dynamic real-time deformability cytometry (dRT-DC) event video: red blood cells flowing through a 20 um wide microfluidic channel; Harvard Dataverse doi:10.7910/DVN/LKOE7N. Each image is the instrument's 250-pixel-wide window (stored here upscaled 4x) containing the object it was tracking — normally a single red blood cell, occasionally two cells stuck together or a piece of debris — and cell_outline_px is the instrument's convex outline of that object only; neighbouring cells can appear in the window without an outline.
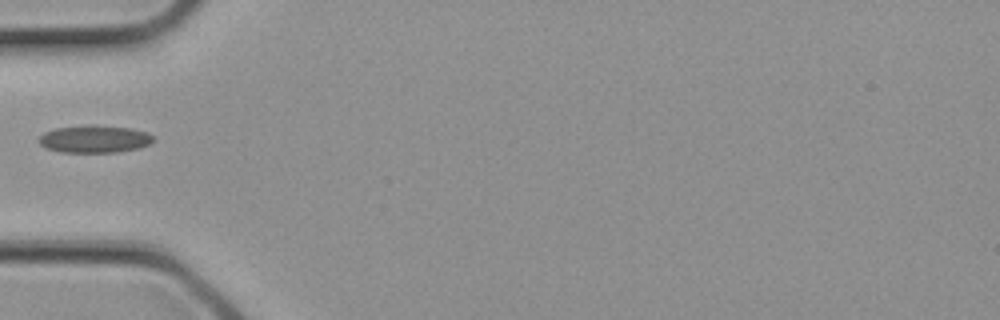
{"species": "common noctule bat (a hibernating species)", "species_latin": "Nyctalus noctula", "temperature_condition": "cold", "stored_images_in_passage": 1, "camera_frame_rate_fps": 3000, "um_per_image_px": 0.085, "animal": {"sex": "female", "body_mass_g": 21.9}, "frame": {"image": 1, "passage_image": 1, "time_ms": 0.0, "image_size_px": [1000, 320], "cell_outline_px": [[156, 140], [140, 148], [116, 152], [60, 152], [44, 148], [36, 140], [44, 132], [56, 128], [132, 128], [148, 132]], "centroid_in_image_um": [8.03, 11.87], "position_along_channel_um": 77.0, "area_um2": 17.51}}